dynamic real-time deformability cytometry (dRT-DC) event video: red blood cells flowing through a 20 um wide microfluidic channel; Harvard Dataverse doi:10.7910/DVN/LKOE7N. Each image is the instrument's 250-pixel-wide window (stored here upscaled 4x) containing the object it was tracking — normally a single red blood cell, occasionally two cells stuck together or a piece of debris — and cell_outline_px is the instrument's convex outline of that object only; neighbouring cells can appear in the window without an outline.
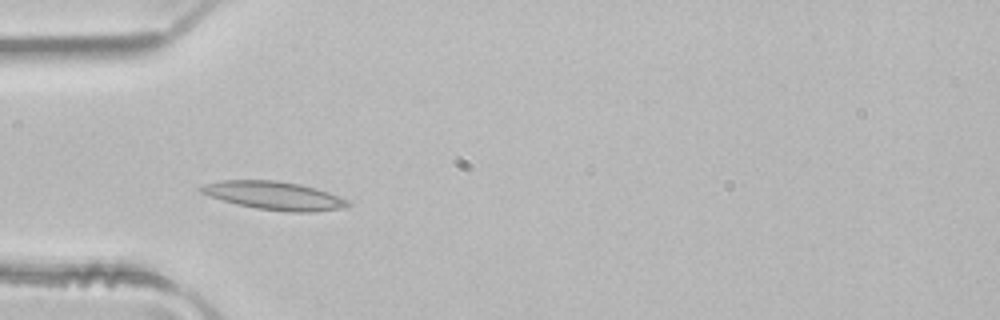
{"species": "common noctule bat (a hibernating species)", "species_latin": "Nyctalus noctula", "temperature_condition": "room temperature", "stored_images_in_passage": 5, "camera_frame_rate_fps": 3000, "um_per_image_px": 0.085, "animal": {"sex": "male", "body_mass_g": 21.5, "forearm_length_mm": 52.0}, "frame": {"image": 1, "passage_image": 3, "time_ms": 0.667, "image_size_px": [1000, 320], "cell_outline_px": [[352, 204], [344, 208], [312, 212], [288, 212], [256, 208], [208, 196], [200, 192], [196, 188], [204, 184], [220, 180], [276, 180], [300, 184], [316, 188], [328, 192], [348, 200]], "centroid_in_image_um": [23.3, 16.62], "position_along_channel_um": 61.7, "area_um2": 24.22}}
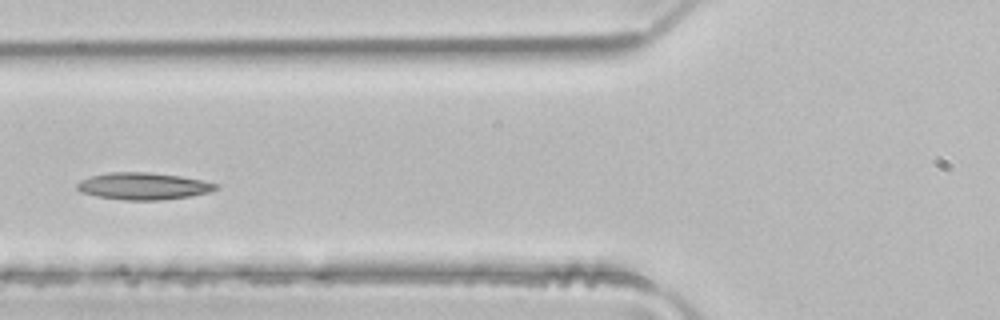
{"frame": {"image": 2, "passage_image": 4, "time_ms": 1.0, "image_size_px": [1000, 320], "cell_outline_px": [[220, 188], [208, 192], [192, 196], [160, 200], [124, 200], [96, 196], [84, 192], [76, 188], [76, 184], [80, 180], [92, 176], [112, 172], [148, 172], [180, 176], [220, 184]], "centroid_in_image_um": [12.22, 15.82], "position_along_channel_um": 113.6, "area_um2": 21.73}}
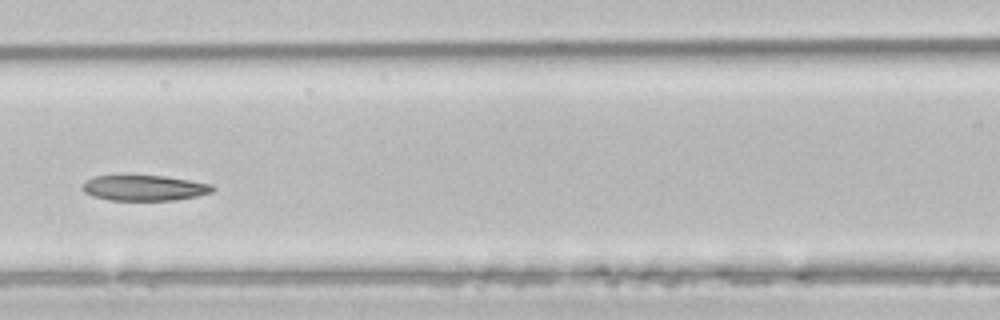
{"frame": {"image": 3, "passage_image": 5, "time_ms": 1.333, "image_size_px": [1000, 320], "cell_outline_px": [[216, 188], [212, 192], [196, 196], [176, 200], [108, 200], [92, 196], [84, 192], [80, 188], [80, 184], [84, 180], [92, 176], [164, 176], [212, 184]], "centroid_in_image_um": [12.21, 15.98], "position_along_channel_um": 154.4, "area_um2": 19.48}}